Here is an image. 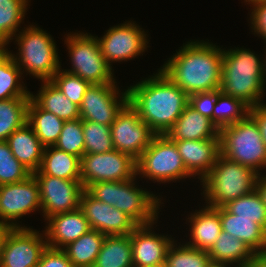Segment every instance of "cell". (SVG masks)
<instances>
[{
    "label": "cell",
    "mask_w": 266,
    "mask_h": 267,
    "mask_svg": "<svg viewBox=\"0 0 266 267\" xmlns=\"http://www.w3.org/2000/svg\"><path fill=\"white\" fill-rule=\"evenodd\" d=\"M213 44L190 40L159 69L188 96L220 89L223 49Z\"/></svg>",
    "instance_id": "1"
},
{
    "label": "cell",
    "mask_w": 266,
    "mask_h": 267,
    "mask_svg": "<svg viewBox=\"0 0 266 267\" xmlns=\"http://www.w3.org/2000/svg\"><path fill=\"white\" fill-rule=\"evenodd\" d=\"M128 102L157 135H165L189 104V96L158 70L128 87Z\"/></svg>",
    "instance_id": "2"
},
{
    "label": "cell",
    "mask_w": 266,
    "mask_h": 267,
    "mask_svg": "<svg viewBox=\"0 0 266 267\" xmlns=\"http://www.w3.org/2000/svg\"><path fill=\"white\" fill-rule=\"evenodd\" d=\"M264 60L249 49H223L220 91L242 100L250 108L263 103L266 88Z\"/></svg>",
    "instance_id": "3"
},
{
    "label": "cell",
    "mask_w": 266,
    "mask_h": 267,
    "mask_svg": "<svg viewBox=\"0 0 266 267\" xmlns=\"http://www.w3.org/2000/svg\"><path fill=\"white\" fill-rule=\"evenodd\" d=\"M253 169L219 155L210 172L200 181L205 203L213 208L252 192L258 177Z\"/></svg>",
    "instance_id": "4"
},
{
    "label": "cell",
    "mask_w": 266,
    "mask_h": 267,
    "mask_svg": "<svg viewBox=\"0 0 266 267\" xmlns=\"http://www.w3.org/2000/svg\"><path fill=\"white\" fill-rule=\"evenodd\" d=\"M24 29L13 38L18 42V54L10 55L21 72L24 73L25 70L26 75L31 74L42 81L51 80L62 67L54 39L36 25H29Z\"/></svg>",
    "instance_id": "5"
},
{
    "label": "cell",
    "mask_w": 266,
    "mask_h": 267,
    "mask_svg": "<svg viewBox=\"0 0 266 267\" xmlns=\"http://www.w3.org/2000/svg\"><path fill=\"white\" fill-rule=\"evenodd\" d=\"M220 154L261 174L266 167V146L256 121L248 115L220 130Z\"/></svg>",
    "instance_id": "6"
},
{
    "label": "cell",
    "mask_w": 266,
    "mask_h": 267,
    "mask_svg": "<svg viewBox=\"0 0 266 267\" xmlns=\"http://www.w3.org/2000/svg\"><path fill=\"white\" fill-rule=\"evenodd\" d=\"M158 183L192 177L186 170L176 144L166 135H156L136 160V176Z\"/></svg>",
    "instance_id": "7"
},
{
    "label": "cell",
    "mask_w": 266,
    "mask_h": 267,
    "mask_svg": "<svg viewBox=\"0 0 266 267\" xmlns=\"http://www.w3.org/2000/svg\"><path fill=\"white\" fill-rule=\"evenodd\" d=\"M71 69L66 72L88 81L90 84L117 83L113 69L102 55L97 36L87 33H68L65 38Z\"/></svg>",
    "instance_id": "8"
},
{
    "label": "cell",
    "mask_w": 266,
    "mask_h": 267,
    "mask_svg": "<svg viewBox=\"0 0 266 267\" xmlns=\"http://www.w3.org/2000/svg\"><path fill=\"white\" fill-rule=\"evenodd\" d=\"M135 176L136 160L118 150L81 157L80 178L84 189L93 183L126 181Z\"/></svg>",
    "instance_id": "9"
},
{
    "label": "cell",
    "mask_w": 266,
    "mask_h": 267,
    "mask_svg": "<svg viewBox=\"0 0 266 267\" xmlns=\"http://www.w3.org/2000/svg\"><path fill=\"white\" fill-rule=\"evenodd\" d=\"M115 150L129 154L137 160L157 135L139 117L138 112L129 102L117 114L110 125Z\"/></svg>",
    "instance_id": "10"
},
{
    "label": "cell",
    "mask_w": 266,
    "mask_h": 267,
    "mask_svg": "<svg viewBox=\"0 0 266 267\" xmlns=\"http://www.w3.org/2000/svg\"><path fill=\"white\" fill-rule=\"evenodd\" d=\"M40 193L41 211L45 221L56 214L74 211L80 207L84 186L81 180H66L44 175L39 170L32 173Z\"/></svg>",
    "instance_id": "11"
},
{
    "label": "cell",
    "mask_w": 266,
    "mask_h": 267,
    "mask_svg": "<svg viewBox=\"0 0 266 267\" xmlns=\"http://www.w3.org/2000/svg\"><path fill=\"white\" fill-rule=\"evenodd\" d=\"M47 247L45 233L30 227L11 228L1 249L0 267H37Z\"/></svg>",
    "instance_id": "12"
},
{
    "label": "cell",
    "mask_w": 266,
    "mask_h": 267,
    "mask_svg": "<svg viewBox=\"0 0 266 267\" xmlns=\"http://www.w3.org/2000/svg\"><path fill=\"white\" fill-rule=\"evenodd\" d=\"M37 210H41V200L33 174L23 181L0 185V222L11 228H26L17 219Z\"/></svg>",
    "instance_id": "13"
},
{
    "label": "cell",
    "mask_w": 266,
    "mask_h": 267,
    "mask_svg": "<svg viewBox=\"0 0 266 267\" xmlns=\"http://www.w3.org/2000/svg\"><path fill=\"white\" fill-rule=\"evenodd\" d=\"M117 87L116 83L91 84L79 106L80 119L110 126L128 103V89L121 92Z\"/></svg>",
    "instance_id": "14"
},
{
    "label": "cell",
    "mask_w": 266,
    "mask_h": 267,
    "mask_svg": "<svg viewBox=\"0 0 266 267\" xmlns=\"http://www.w3.org/2000/svg\"><path fill=\"white\" fill-rule=\"evenodd\" d=\"M148 35L139 25L127 21L121 25L112 26L103 37L98 38L102 55L112 68V62H122L135 59L147 50Z\"/></svg>",
    "instance_id": "15"
},
{
    "label": "cell",
    "mask_w": 266,
    "mask_h": 267,
    "mask_svg": "<svg viewBox=\"0 0 266 267\" xmlns=\"http://www.w3.org/2000/svg\"><path fill=\"white\" fill-rule=\"evenodd\" d=\"M79 208L90 228L106 236L129 235L138 226L126 213L97 200L86 189L81 195Z\"/></svg>",
    "instance_id": "16"
},
{
    "label": "cell",
    "mask_w": 266,
    "mask_h": 267,
    "mask_svg": "<svg viewBox=\"0 0 266 267\" xmlns=\"http://www.w3.org/2000/svg\"><path fill=\"white\" fill-rule=\"evenodd\" d=\"M136 176L130 180L118 181L114 207L131 217L138 225L157 221L161 198L135 185ZM137 186V187H136Z\"/></svg>",
    "instance_id": "17"
},
{
    "label": "cell",
    "mask_w": 266,
    "mask_h": 267,
    "mask_svg": "<svg viewBox=\"0 0 266 267\" xmlns=\"http://www.w3.org/2000/svg\"><path fill=\"white\" fill-rule=\"evenodd\" d=\"M138 225L129 235L132 245V263L135 266H155L165 263L172 237L152 232L153 225Z\"/></svg>",
    "instance_id": "18"
},
{
    "label": "cell",
    "mask_w": 266,
    "mask_h": 267,
    "mask_svg": "<svg viewBox=\"0 0 266 267\" xmlns=\"http://www.w3.org/2000/svg\"><path fill=\"white\" fill-rule=\"evenodd\" d=\"M182 157L186 170L202 180L220 155V139L173 141Z\"/></svg>",
    "instance_id": "19"
},
{
    "label": "cell",
    "mask_w": 266,
    "mask_h": 267,
    "mask_svg": "<svg viewBox=\"0 0 266 267\" xmlns=\"http://www.w3.org/2000/svg\"><path fill=\"white\" fill-rule=\"evenodd\" d=\"M45 233L48 247L63 249L69 243L77 240L91 228L80 208L56 214L47 219Z\"/></svg>",
    "instance_id": "20"
},
{
    "label": "cell",
    "mask_w": 266,
    "mask_h": 267,
    "mask_svg": "<svg viewBox=\"0 0 266 267\" xmlns=\"http://www.w3.org/2000/svg\"><path fill=\"white\" fill-rule=\"evenodd\" d=\"M220 131L206 116L198 113L189 104L165 134L172 141L220 139Z\"/></svg>",
    "instance_id": "21"
},
{
    "label": "cell",
    "mask_w": 266,
    "mask_h": 267,
    "mask_svg": "<svg viewBox=\"0 0 266 267\" xmlns=\"http://www.w3.org/2000/svg\"><path fill=\"white\" fill-rule=\"evenodd\" d=\"M190 222V242L187 245L209 251L216 242L222 232V224L220 219V207L213 208L205 206L200 210H195L194 213L188 216ZM192 240V241H191Z\"/></svg>",
    "instance_id": "22"
},
{
    "label": "cell",
    "mask_w": 266,
    "mask_h": 267,
    "mask_svg": "<svg viewBox=\"0 0 266 267\" xmlns=\"http://www.w3.org/2000/svg\"><path fill=\"white\" fill-rule=\"evenodd\" d=\"M208 253L212 262L234 267H249L259 262V257L248 245L224 231L220 233Z\"/></svg>",
    "instance_id": "23"
},
{
    "label": "cell",
    "mask_w": 266,
    "mask_h": 267,
    "mask_svg": "<svg viewBox=\"0 0 266 267\" xmlns=\"http://www.w3.org/2000/svg\"><path fill=\"white\" fill-rule=\"evenodd\" d=\"M13 156L31 173L38 171L44 152V146L35 135L32 127L25 123L7 139Z\"/></svg>",
    "instance_id": "24"
},
{
    "label": "cell",
    "mask_w": 266,
    "mask_h": 267,
    "mask_svg": "<svg viewBox=\"0 0 266 267\" xmlns=\"http://www.w3.org/2000/svg\"><path fill=\"white\" fill-rule=\"evenodd\" d=\"M222 231L232 234L260 257L266 248V230L251 219L237 218L224 207H220Z\"/></svg>",
    "instance_id": "25"
},
{
    "label": "cell",
    "mask_w": 266,
    "mask_h": 267,
    "mask_svg": "<svg viewBox=\"0 0 266 267\" xmlns=\"http://www.w3.org/2000/svg\"><path fill=\"white\" fill-rule=\"evenodd\" d=\"M37 95L30 93L31 99L47 112H51L64 121L80 118L79 107L69 100L51 81H42Z\"/></svg>",
    "instance_id": "26"
},
{
    "label": "cell",
    "mask_w": 266,
    "mask_h": 267,
    "mask_svg": "<svg viewBox=\"0 0 266 267\" xmlns=\"http://www.w3.org/2000/svg\"><path fill=\"white\" fill-rule=\"evenodd\" d=\"M81 159L73 154L59 150L55 146L44 148L39 171L44 175L66 180H81Z\"/></svg>",
    "instance_id": "27"
},
{
    "label": "cell",
    "mask_w": 266,
    "mask_h": 267,
    "mask_svg": "<svg viewBox=\"0 0 266 267\" xmlns=\"http://www.w3.org/2000/svg\"><path fill=\"white\" fill-rule=\"evenodd\" d=\"M64 120L41 109L32 99L27 108V123L44 147L54 146L61 134Z\"/></svg>",
    "instance_id": "28"
},
{
    "label": "cell",
    "mask_w": 266,
    "mask_h": 267,
    "mask_svg": "<svg viewBox=\"0 0 266 267\" xmlns=\"http://www.w3.org/2000/svg\"><path fill=\"white\" fill-rule=\"evenodd\" d=\"M105 237L106 235L103 233L90 229L62 250L66 253L73 267H93Z\"/></svg>",
    "instance_id": "29"
},
{
    "label": "cell",
    "mask_w": 266,
    "mask_h": 267,
    "mask_svg": "<svg viewBox=\"0 0 266 267\" xmlns=\"http://www.w3.org/2000/svg\"><path fill=\"white\" fill-rule=\"evenodd\" d=\"M93 267H133L130 235L106 236Z\"/></svg>",
    "instance_id": "30"
},
{
    "label": "cell",
    "mask_w": 266,
    "mask_h": 267,
    "mask_svg": "<svg viewBox=\"0 0 266 267\" xmlns=\"http://www.w3.org/2000/svg\"><path fill=\"white\" fill-rule=\"evenodd\" d=\"M31 95L0 100V141L27 123V108Z\"/></svg>",
    "instance_id": "31"
},
{
    "label": "cell",
    "mask_w": 266,
    "mask_h": 267,
    "mask_svg": "<svg viewBox=\"0 0 266 267\" xmlns=\"http://www.w3.org/2000/svg\"><path fill=\"white\" fill-rule=\"evenodd\" d=\"M250 112V107L242 100L223 94L218 89L216 104L212 113V122L219 129L244 120Z\"/></svg>",
    "instance_id": "32"
},
{
    "label": "cell",
    "mask_w": 266,
    "mask_h": 267,
    "mask_svg": "<svg viewBox=\"0 0 266 267\" xmlns=\"http://www.w3.org/2000/svg\"><path fill=\"white\" fill-rule=\"evenodd\" d=\"M28 0H0V41L11 42L19 32L27 12Z\"/></svg>",
    "instance_id": "33"
},
{
    "label": "cell",
    "mask_w": 266,
    "mask_h": 267,
    "mask_svg": "<svg viewBox=\"0 0 266 267\" xmlns=\"http://www.w3.org/2000/svg\"><path fill=\"white\" fill-rule=\"evenodd\" d=\"M22 74L11 55L0 64V100L27 97L31 93L23 85L24 82H19L22 80Z\"/></svg>",
    "instance_id": "34"
},
{
    "label": "cell",
    "mask_w": 266,
    "mask_h": 267,
    "mask_svg": "<svg viewBox=\"0 0 266 267\" xmlns=\"http://www.w3.org/2000/svg\"><path fill=\"white\" fill-rule=\"evenodd\" d=\"M223 207L237 218L251 219L266 230V207L255 189Z\"/></svg>",
    "instance_id": "35"
},
{
    "label": "cell",
    "mask_w": 266,
    "mask_h": 267,
    "mask_svg": "<svg viewBox=\"0 0 266 267\" xmlns=\"http://www.w3.org/2000/svg\"><path fill=\"white\" fill-rule=\"evenodd\" d=\"M177 241H173L165 258L167 267H208L211 258L208 251L200 250L189 245L178 246Z\"/></svg>",
    "instance_id": "36"
},
{
    "label": "cell",
    "mask_w": 266,
    "mask_h": 267,
    "mask_svg": "<svg viewBox=\"0 0 266 267\" xmlns=\"http://www.w3.org/2000/svg\"><path fill=\"white\" fill-rule=\"evenodd\" d=\"M82 127L84 154L106 153L114 150L110 126L82 120Z\"/></svg>",
    "instance_id": "37"
},
{
    "label": "cell",
    "mask_w": 266,
    "mask_h": 267,
    "mask_svg": "<svg viewBox=\"0 0 266 267\" xmlns=\"http://www.w3.org/2000/svg\"><path fill=\"white\" fill-rule=\"evenodd\" d=\"M84 144L82 119L79 118L64 122L61 134L54 146L81 159L84 155Z\"/></svg>",
    "instance_id": "38"
},
{
    "label": "cell",
    "mask_w": 266,
    "mask_h": 267,
    "mask_svg": "<svg viewBox=\"0 0 266 267\" xmlns=\"http://www.w3.org/2000/svg\"><path fill=\"white\" fill-rule=\"evenodd\" d=\"M32 173L14 156L6 141H0V185L20 182Z\"/></svg>",
    "instance_id": "39"
},
{
    "label": "cell",
    "mask_w": 266,
    "mask_h": 267,
    "mask_svg": "<svg viewBox=\"0 0 266 267\" xmlns=\"http://www.w3.org/2000/svg\"><path fill=\"white\" fill-rule=\"evenodd\" d=\"M62 70V71H61ZM59 69L51 81L61 90V92L78 107L80 106L86 90L91 85L77 75Z\"/></svg>",
    "instance_id": "40"
},
{
    "label": "cell",
    "mask_w": 266,
    "mask_h": 267,
    "mask_svg": "<svg viewBox=\"0 0 266 267\" xmlns=\"http://www.w3.org/2000/svg\"><path fill=\"white\" fill-rule=\"evenodd\" d=\"M218 89L210 92H201L189 96V105L198 113L212 121V113L216 104Z\"/></svg>",
    "instance_id": "41"
},
{
    "label": "cell",
    "mask_w": 266,
    "mask_h": 267,
    "mask_svg": "<svg viewBox=\"0 0 266 267\" xmlns=\"http://www.w3.org/2000/svg\"><path fill=\"white\" fill-rule=\"evenodd\" d=\"M86 190L97 200L114 207L117 197L118 181L93 183Z\"/></svg>",
    "instance_id": "42"
},
{
    "label": "cell",
    "mask_w": 266,
    "mask_h": 267,
    "mask_svg": "<svg viewBox=\"0 0 266 267\" xmlns=\"http://www.w3.org/2000/svg\"><path fill=\"white\" fill-rule=\"evenodd\" d=\"M250 14L251 29L254 30V34H257L260 38L265 40L266 44V1L252 4Z\"/></svg>",
    "instance_id": "43"
},
{
    "label": "cell",
    "mask_w": 266,
    "mask_h": 267,
    "mask_svg": "<svg viewBox=\"0 0 266 267\" xmlns=\"http://www.w3.org/2000/svg\"><path fill=\"white\" fill-rule=\"evenodd\" d=\"M37 267H73L62 249L47 247Z\"/></svg>",
    "instance_id": "44"
},
{
    "label": "cell",
    "mask_w": 266,
    "mask_h": 267,
    "mask_svg": "<svg viewBox=\"0 0 266 267\" xmlns=\"http://www.w3.org/2000/svg\"><path fill=\"white\" fill-rule=\"evenodd\" d=\"M249 115L258 124L262 139L266 146V104L263 102L255 107L250 108Z\"/></svg>",
    "instance_id": "45"
},
{
    "label": "cell",
    "mask_w": 266,
    "mask_h": 267,
    "mask_svg": "<svg viewBox=\"0 0 266 267\" xmlns=\"http://www.w3.org/2000/svg\"><path fill=\"white\" fill-rule=\"evenodd\" d=\"M255 190L260 195L262 202L266 207V175H258L255 184Z\"/></svg>",
    "instance_id": "46"
},
{
    "label": "cell",
    "mask_w": 266,
    "mask_h": 267,
    "mask_svg": "<svg viewBox=\"0 0 266 267\" xmlns=\"http://www.w3.org/2000/svg\"><path fill=\"white\" fill-rule=\"evenodd\" d=\"M11 227L5 223L0 222V253L7 233Z\"/></svg>",
    "instance_id": "47"
},
{
    "label": "cell",
    "mask_w": 266,
    "mask_h": 267,
    "mask_svg": "<svg viewBox=\"0 0 266 267\" xmlns=\"http://www.w3.org/2000/svg\"><path fill=\"white\" fill-rule=\"evenodd\" d=\"M8 44V42L0 41V64L11 54V51L6 48Z\"/></svg>",
    "instance_id": "48"
},
{
    "label": "cell",
    "mask_w": 266,
    "mask_h": 267,
    "mask_svg": "<svg viewBox=\"0 0 266 267\" xmlns=\"http://www.w3.org/2000/svg\"><path fill=\"white\" fill-rule=\"evenodd\" d=\"M259 262L266 267V248L264 253L259 257Z\"/></svg>",
    "instance_id": "49"
},
{
    "label": "cell",
    "mask_w": 266,
    "mask_h": 267,
    "mask_svg": "<svg viewBox=\"0 0 266 267\" xmlns=\"http://www.w3.org/2000/svg\"><path fill=\"white\" fill-rule=\"evenodd\" d=\"M208 267H233V266H231L229 264L211 262V264Z\"/></svg>",
    "instance_id": "50"
},
{
    "label": "cell",
    "mask_w": 266,
    "mask_h": 267,
    "mask_svg": "<svg viewBox=\"0 0 266 267\" xmlns=\"http://www.w3.org/2000/svg\"><path fill=\"white\" fill-rule=\"evenodd\" d=\"M245 1V4L247 3V4H255V3H258V2H262V1H266V0H244Z\"/></svg>",
    "instance_id": "51"
},
{
    "label": "cell",
    "mask_w": 266,
    "mask_h": 267,
    "mask_svg": "<svg viewBox=\"0 0 266 267\" xmlns=\"http://www.w3.org/2000/svg\"><path fill=\"white\" fill-rule=\"evenodd\" d=\"M133 267H167L165 263H162L160 265H155V266H135L133 265Z\"/></svg>",
    "instance_id": "52"
},
{
    "label": "cell",
    "mask_w": 266,
    "mask_h": 267,
    "mask_svg": "<svg viewBox=\"0 0 266 267\" xmlns=\"http://www.w3.org/2000/svg\"><path fill=\"white\" fill-rule=\"evenodd\" d=\"M265 51H266V48H265ZM266 54V52H265ZM264 80H265V85H266V56H265V59H264Z\"/></svg>",
    "instance_id": "53"
},
{
    "label": "cell",
    "mask_w": 266,
    "mask_h": 267,
    "mask_svg": "<svg viewBox=\"0 0 266 267\" xmlns=\"http://www.w3.org/2000/svg\"><path fill=\"white\" fill-rule=\"evenodd\" d=\"M249 267H261V263L258 262V263H256L255 265H252V266H249Z\"/></svg>",
    "instance_id": "54"
}]
</instances>
